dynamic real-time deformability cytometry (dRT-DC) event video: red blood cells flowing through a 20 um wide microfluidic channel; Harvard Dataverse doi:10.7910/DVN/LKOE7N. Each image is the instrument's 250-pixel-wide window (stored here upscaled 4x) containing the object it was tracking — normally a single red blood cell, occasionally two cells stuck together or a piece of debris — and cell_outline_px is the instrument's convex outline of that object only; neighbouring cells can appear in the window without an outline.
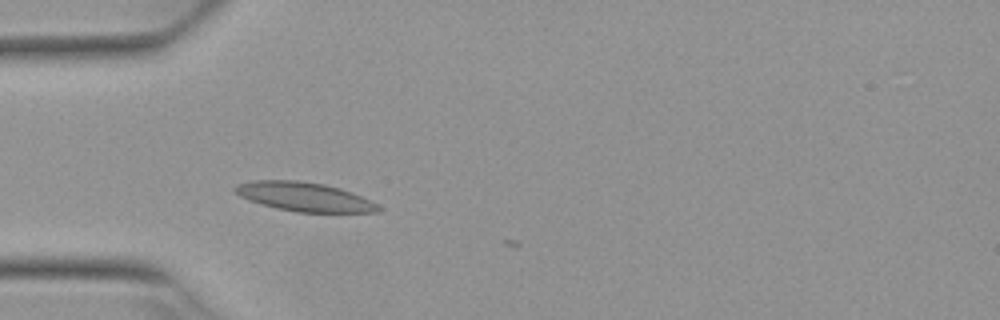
{"species": "Egyptian fruit bat (a non-hibernating species)", "species_latin": "Rousettus aegyptiacus", "temperature_condition": "warm", "stored_images_in_passage": 2, "camera_frame_rate_fps": 3000, "um_per_image_px": 0.085, "animal": {"sex": "female"}, "frame": {"image": 1, "passage_image": 2, "time_ms": 0.333, "image_size_px": [1000, 320], "cell_outline_px": [[380, 208], [376, 212], [296, 212], [276, 208], [260, 204], [248, 200], [240, 196], [232, 188], [236, 184], [252, 180], [296, 180], [324, 184], [340, 188], [352, 192], [376, 204]], "centroid_in_image_um": [25.79, 16.71], "position_along_channel_um": 59.2, "area_um2": 24.1}}